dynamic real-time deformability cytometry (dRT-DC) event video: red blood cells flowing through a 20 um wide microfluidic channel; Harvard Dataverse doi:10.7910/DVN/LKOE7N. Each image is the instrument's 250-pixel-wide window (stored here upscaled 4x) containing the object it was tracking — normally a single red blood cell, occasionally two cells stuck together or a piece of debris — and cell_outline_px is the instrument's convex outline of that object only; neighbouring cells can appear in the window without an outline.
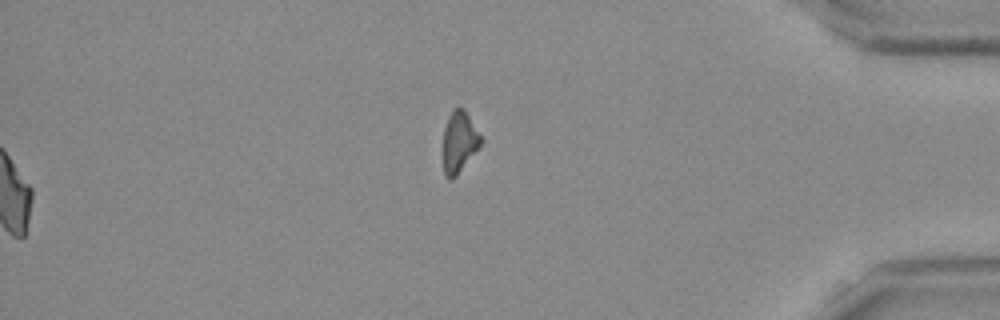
{"species": "Egyptian fruit bat (a non-hibernating species)", "species_latin": "Rousettus aegyptiacus", "temperature_condition": "room temperature", "stored_images_in_passage": 51, "segment_of_instrument_passage": [2, 2], "camera_frame_rate_fps": 3000, "um_per_image_px": 0.085, "frame": {"image": 1, "passage_image": 51, "time_ms": 16.667, "image_size_px": [1000, 320], "cell_outline_px": [[484, 140], [456, 176], [452, 180], [448, 180], [444, 172], [440, 152], [444, 128], [448, 116], [452, 108], [460, 104], [464, 108]], "centroid_in_image_um": [38.98, 12.03], "position_along_channel_um": 396.2, "area_um2": 14.16}}